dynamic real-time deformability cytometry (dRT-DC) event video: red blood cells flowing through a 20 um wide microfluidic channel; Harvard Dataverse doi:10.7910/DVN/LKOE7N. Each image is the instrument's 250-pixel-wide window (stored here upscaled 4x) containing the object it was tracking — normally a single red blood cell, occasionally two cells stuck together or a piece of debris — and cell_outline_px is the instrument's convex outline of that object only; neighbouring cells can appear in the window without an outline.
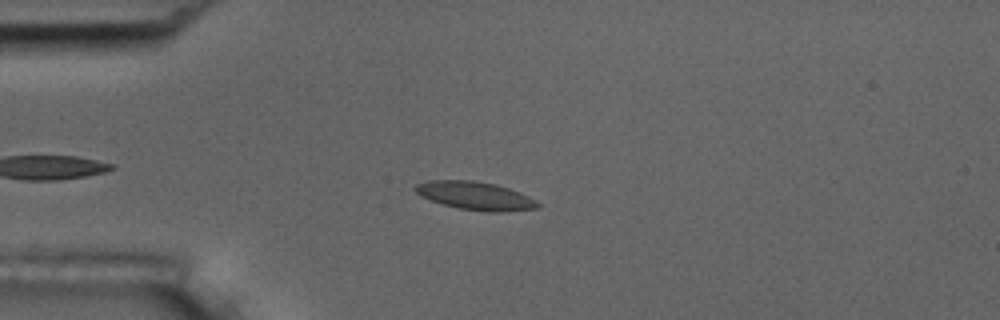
{"species": "common noctule bat (a hibernating species)", "species_latin": "Nyctalus noctula", "temperature_condition": "room temperature", "stored_images_in_passage": 39, "camera_frame_rate_fps": 3000, "um_per_image_px": 0.085, "animal": {"sex": "male", "body_mass_g": 17.5, "forearm_length_mm": 52.3}, "frame": {"image": 1, "passage_image": 9, "time_ms": 2.667, "image_size_px": [1000, 320], "cell_outline_px": [[540, 208], [504, 212], [484, 212], [460, 208], [444, 204], [420, 196], [412, 188], [416, 184], [428, 180], [472, 180], [496, 184], [520, 192], [536, 200], [540, 204]], "centroid_in_image_um": [40.41, 16.64], "position_along_channel_um": 44.6, "area_um2": 20.23}}
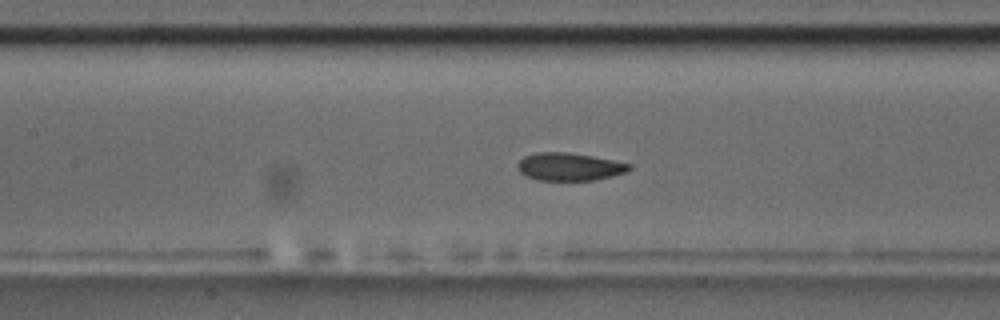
{"frame": {"image": 2, "passage_image": 20, "time_ms": 6.333, "image_size_px": [1000, 320], "cell_outline_px": [[632, 168], [628, 172], [612, 176], [592, 180], [536, 180], [520, 172], [516, 168], [516, 164], [524, 156], [536, 152], [568, 152], [592, 156], [632, 164]], "centroid_in_image_um": [48.39, 14.17], "position_along_channel_um": 159.0, "area_um2": 18.15}}
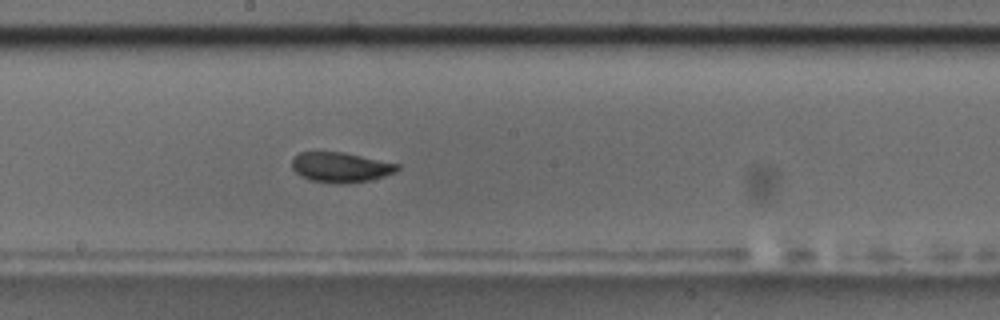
{"frame": {"image": 3, "passage_image": 25, "time_ms": 8.0, "image_size_px": [1000, 320], "cell_outline_px": [[400, 168], [396, 172], [384, 176], [368, 180], [348, 184], [336, 184], [308, 180], [300, 176], [292, 168], [292, 156], [300, 152], [344, 152], [400, 164]], "centroid_in_image_um": [28.94, 14.22], "position_along_channel_um": 219.3, "area_um2": 18.73}, "authors_computed_cell_mechanics": {"area_um2": 18.785, "velocity_mm_per_s": 3.6485, "shape_relaxation_time_tau1_ms": null, "shape_relaxation_time_tau2_ms": 1.0551, "deformation_change_tau1": null, "deformation_change_tau2": 0.0556}}